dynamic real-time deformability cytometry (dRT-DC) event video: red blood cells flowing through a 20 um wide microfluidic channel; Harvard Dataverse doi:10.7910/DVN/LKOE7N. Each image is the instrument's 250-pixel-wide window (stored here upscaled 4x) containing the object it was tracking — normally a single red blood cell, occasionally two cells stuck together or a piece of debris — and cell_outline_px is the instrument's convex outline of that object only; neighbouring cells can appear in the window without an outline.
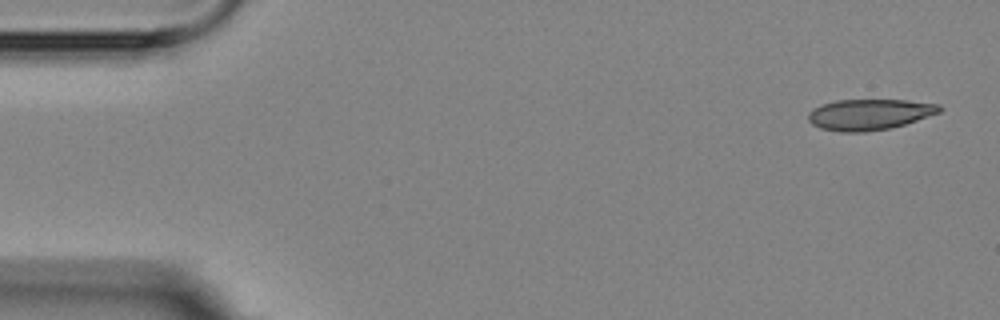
{"species": "Egyptian fruit bat (a non-hibernating species)", "species_latin": "Rousettus aegyptiacus", "temperature_condition": "room temperature", "stored_images_in_passage": 5, "camera_frame_rate_fps": 3000, "um_per_image_px": 0.085, "animal": {"sex": "female"}, "frame": {"image": 1, "passage_image": 1, "time_ms": 0.0, "image_size_px": [1000, 320], "cell_outline_px": [[944, 108], [940, 112], [892, 128], [864, 132], [840, 132], [820, 128], [812, 124], [808, 120], [808, 112], [812, 108], [820, 104], [836, 100], [908, 100], [940, 104]], "centroid_in_image_um": [73.88, 9.72], "position_along_channel_um": 11.1, "area_um2": 23.81}}
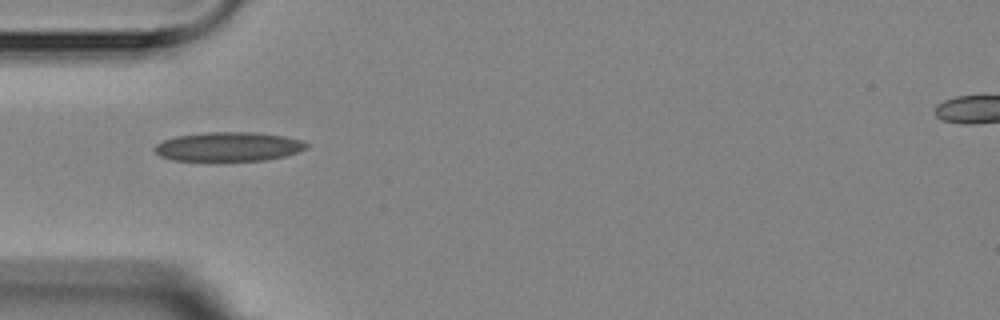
{"frame": {"image": 2, "passage_image": 5, "time_ms": 4.667, "image_size_px": [1000, 320], "cell_outline_px": [[308, 148], [284, 156], [264, 160], [172, 160], [160, 156], [152, 148], [156, 144], [164, 140], [176, 136], [204, 132], [256, 132], [284, 136], [300, 140], [308, 144]], "centroid_in_image_um": [19.4, 12.45], "position_along_channel_um": 65.6, "area_um2": 25.66}}